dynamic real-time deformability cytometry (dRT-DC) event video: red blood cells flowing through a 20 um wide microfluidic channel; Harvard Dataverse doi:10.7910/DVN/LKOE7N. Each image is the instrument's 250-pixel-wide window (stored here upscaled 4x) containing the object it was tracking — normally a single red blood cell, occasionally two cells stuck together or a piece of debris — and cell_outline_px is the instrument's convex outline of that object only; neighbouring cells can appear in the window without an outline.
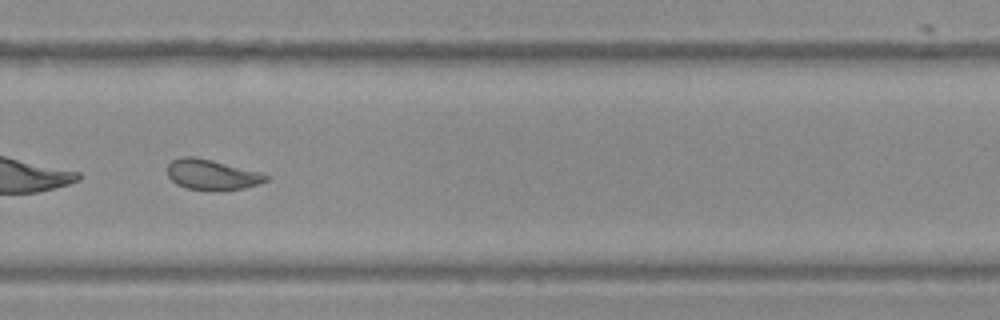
{"species": "Egyptian fruit bat (a non-hibernating species)", "species_latin": "Rousettus aegyptiacus", "temperature_condition": "warm", "stored_images_in_passage": 52, "camera_frame_rate_fps": 3000, "um_per_image_px": 0.085, "frame": {"image": 1, "passage_image": 37, "time_ms": 12.0, "image_size_px": [1000, 320], "cell_outline_px": [[268, 180], [260, 184], [244, 188], [188, 188], [176, 184], [168, 176], [168, 164], [172, 160], [180, 156], [192, 156], [212, 160], [260, 172], [268, 176]], "centroid_in_image_um": [17.99, 14.8], "position_along_channel_um": 311.8, "area_um2": 16.82}, "authors_computed_cell_mechanics": {"area_um2": 18.785, "velocity_mm_per_s": 3.7871, "shape_relaxation_time_tau1_ms": null, "shape_relaxation_time_tau2_ms": 1.4112, "deformation_change_tau1": null, "deformation_change_tau2": 0.0656}}